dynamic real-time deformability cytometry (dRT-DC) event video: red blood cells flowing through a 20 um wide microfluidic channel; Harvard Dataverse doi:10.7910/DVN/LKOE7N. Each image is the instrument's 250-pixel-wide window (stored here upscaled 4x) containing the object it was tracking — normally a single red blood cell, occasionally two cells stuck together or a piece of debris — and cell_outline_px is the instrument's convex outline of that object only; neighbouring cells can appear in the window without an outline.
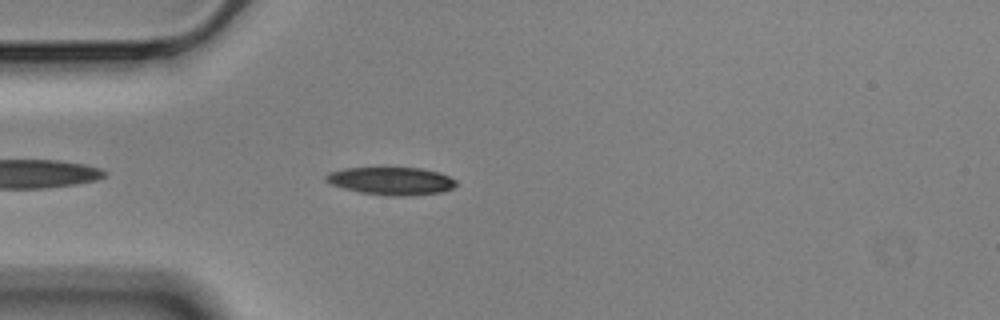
{"species": "Egyptian fruit bat (a non-hibernating species)", "species_latin": "Rousettus aegyptiacus", "temperature_condition": "cold", "stored_images_in_passage": 20, "camera_frame_rate_fps": 3000, "um_per_image_px": 0.085, "animal": {"sex": "male"}, "frame": {"image": 1, "passage_image": 5, "time_ms": 1.333, "image_size_px": [1000, 320], "cell_outline_px": [[456, 184], [452, 188], [440, 192], [408, 196], [388, 196], [360, 192], [344, 188], [332, 184], [324, 180], [324, 176], [328, 172], [344, 168], [420, 168], [436, 172], [448, 176], [456, 180]], "centroid_in_image_um": [33.22, 15.38], "position_along_channel_um": 51.8, "area_um2": 20.92}}
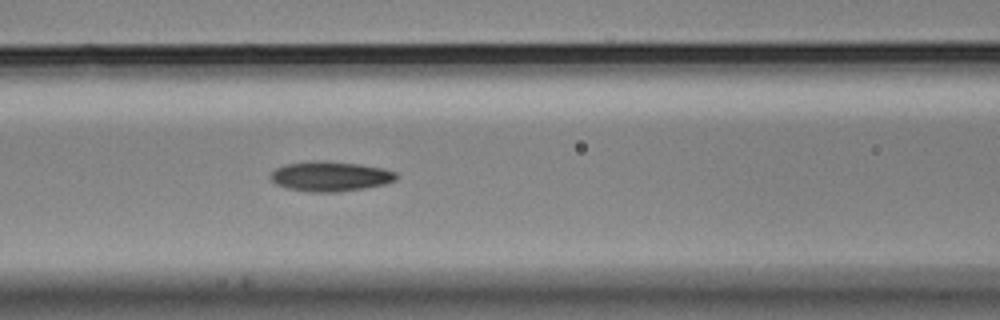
{"frame": {"image": 2, "passage_image": 13, "time_ms": 4.0, "image_size_px": [1000, 320], "cell_outline_px": [[396, 180], [384, 184], [364, 188], [336, 192], [308, 192], [288, 188], [276, 184], [268, 176], [276, 168], [284, 164], [312, 160], [316, 160], [360, 164], [384, 168], [396, 172]], "centroid_in_image_um": [28.05, 14.98], "position_along_channel_um": 138.6, "area_um2": 21.96}}
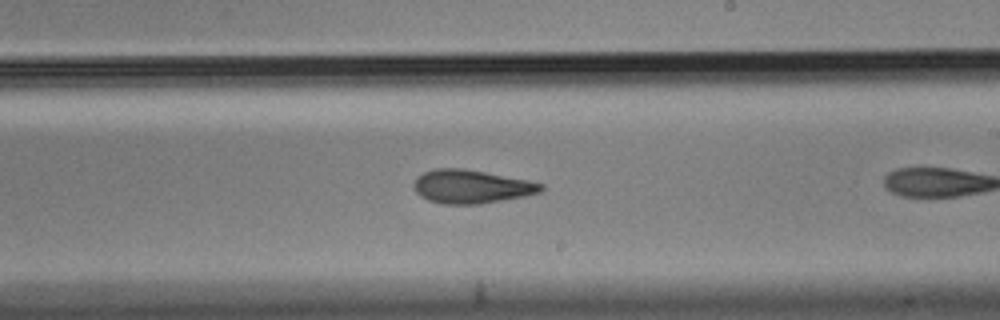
{"frame": {"image": 3, "passage_image": 19, "time_ms": 6.0, "image_size_px": [1000, 320], "cell_outline_px": [[544, 188], [540, 192], [524, 196], [480, 204], [444, 204], [428, 200], [420, 196], [416, 192], [412, 184], [416, 176], [424, 172], [436, 168], [464, 168], [528, 180], [544, 184]], "centroid_in_image_um": [40.03, 15.85], "position_along_channel_um": 249.0, "area_um2": 24.91}}